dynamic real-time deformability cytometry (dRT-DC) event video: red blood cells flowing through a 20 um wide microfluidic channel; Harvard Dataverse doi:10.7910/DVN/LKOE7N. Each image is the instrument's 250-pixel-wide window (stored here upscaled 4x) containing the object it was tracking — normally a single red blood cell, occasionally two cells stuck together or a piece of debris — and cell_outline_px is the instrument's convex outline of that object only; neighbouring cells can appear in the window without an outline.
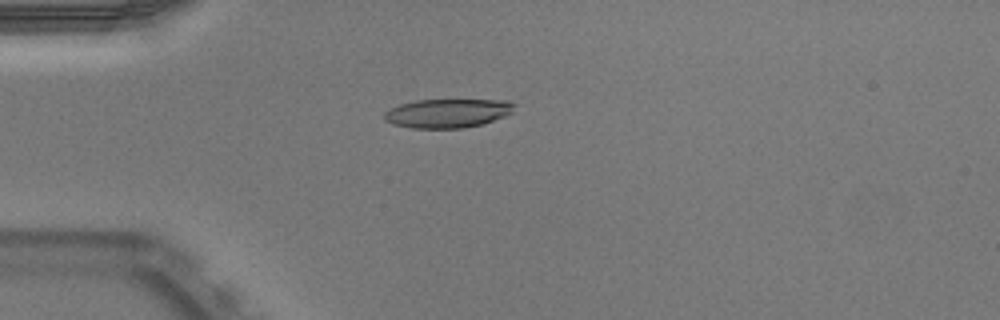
{"species": "Egyptian fruit bat (a non-hibernating species)", "species_latin": "Rousettus aegyptiacus", "temperature_condition": "warm", "stored_images_in_passage": 6, "camera_frame_rate_fps": 3000, "um_per_image_px": 0.085, "animal": {"sex": "male"}, "frame": {"image": 1, "passage_image": 1, "time_ms": 0.0, "image_size_px": [1000, 320], "cell_outline_px": [[516, 104], [512, 112], [504, 116], [484, 124], [464, 128], [412, 128], [392, 124], [384, 120], [384, 112], [400, 104], [416, 100], [508, 100]], "centroid_in_image_um": [38.05, 9.62], "position_along_channel_um": 46.9, "area_um2": 21.96}}